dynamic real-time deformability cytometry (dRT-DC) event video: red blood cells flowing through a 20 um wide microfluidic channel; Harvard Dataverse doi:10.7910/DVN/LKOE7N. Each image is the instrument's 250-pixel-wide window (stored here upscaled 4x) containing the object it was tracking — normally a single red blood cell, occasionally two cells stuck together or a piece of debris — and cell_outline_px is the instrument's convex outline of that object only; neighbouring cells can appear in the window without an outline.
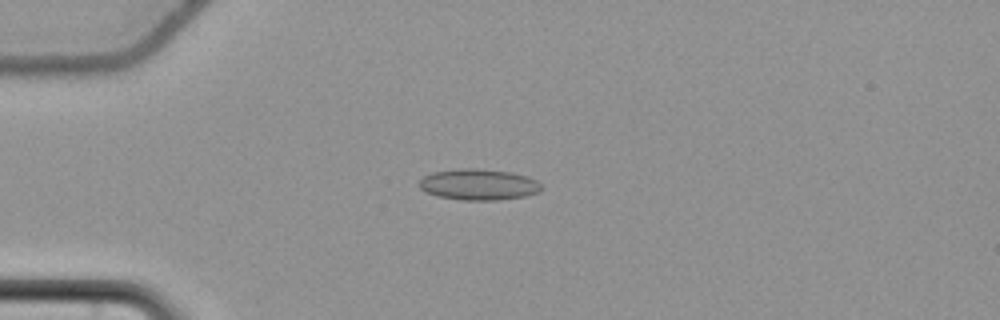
{"species": "common noctule bat (a hibernating species)", "species_latin": "Nyctalus noctula", "temperature_condition": "cold", "stored_images_in_passage": 57, "camera_frame_rate_fps": 3000, "um_per_image_px": 0.085, "animal": {"sex": "female", "body_mass_g": 22.7, "forearm_length_mm": 54.2}, "frame": {"image": 1, "passage_image": 16, "time_ms": 5.0, "image_size_px": [1000, 320], "cell_outline_px": [[544, 188], [540, 192], [524, 196], [496, 200], [460, 200], [436, 196], [424, 192], [416, 184], [424, 176], [432, 172], [464, 168], [476, 168], [512, 172], [528, 176], [536, 180]], "centroid_in_image_um": [40.67, 15.68], "position_along_channel_um": 44.3, "area_um2": 22.43}}
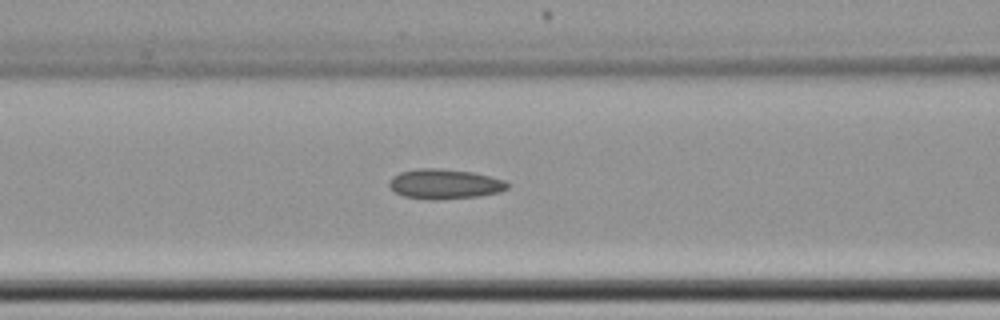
{"frame": {"image": 2, "passage_image": 25, "time_ms": 8.0, "image_size_px": [1000, 320], "cell_outline_px": [[508, 188], [500, 192], [480, 196], [436, 200], [432, 200], [404, 196], [396, 192], [388, 184], [392, 176], [400, 172], [416, 168], [440, 168], [472, 172], [504, 180], [508, 184]], "centroid_in_image_um": [37.79, 15.64], "position_along_channel_um": 128.8, "area_um2": 20.58}}
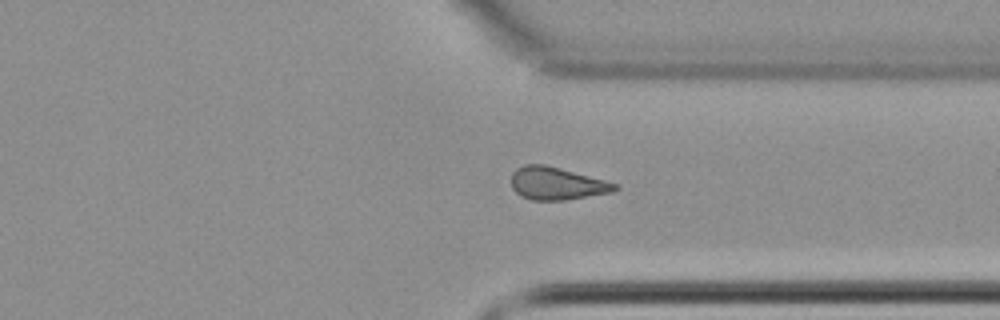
{"frame": {"image": 3, "passage_image": 44, "time_ms": 14.333, "image_size_px": [1000, 320], "cell_outline_px": [[620, 188], [612, 192], [564, 200], [532, 200], [520, 196], [512, 188], [512, 172], [516, 168], [524, 164], [544, 164], [560, 168], [620, 184]], "centroid_in_image_um": [47.33, 15.59], "position_along_channel_um": 364.1, "area_um2": 19.77}}